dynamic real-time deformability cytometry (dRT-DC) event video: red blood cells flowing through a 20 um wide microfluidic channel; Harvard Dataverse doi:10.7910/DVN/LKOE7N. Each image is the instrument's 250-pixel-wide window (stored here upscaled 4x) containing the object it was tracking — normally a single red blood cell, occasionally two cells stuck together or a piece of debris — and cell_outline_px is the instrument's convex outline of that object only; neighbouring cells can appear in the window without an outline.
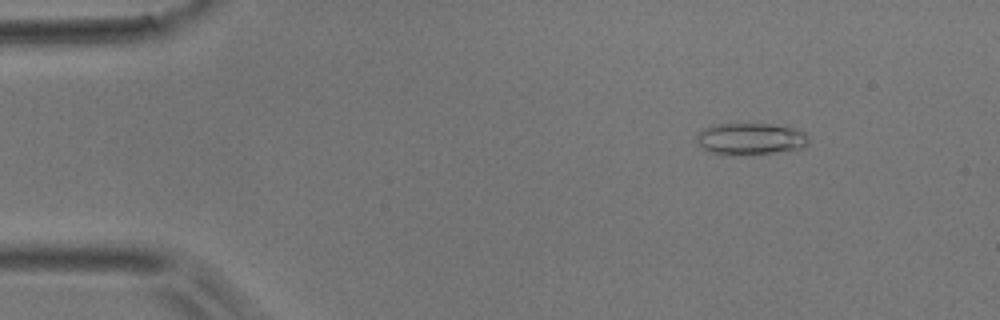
{"species": "common noctule bat (a hibernating species)", "species_latin": "Nyctalus noctula", "temperature_condition": "room temperature", "stored_images_in_passage": 52, "camera_frame_rate_fps": 3000, "um_per_image_px": 0.085, "animal": {"sex": "male", "body_mass_g": 17.9}, "frame": {"image": 1, "passage_image": 7, "time_ms": 2.0, "image_size_px": [1000, 320], "cell_outline_px": [[808, 144], [800, 148], [748, 156], [720, 156], [708, 152], [696, 140], [696, 136], [704, 128], [712, 124], [772, 124], [796, 128], [804, 132], [808, 136]], "centroid_in_image_um": [63.76, 11.83], "position_along_channel_um": 21.2, "area_um2": 21.21}}
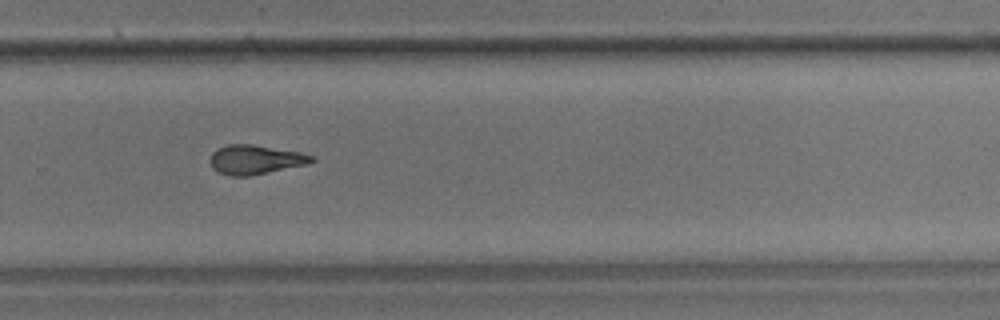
{"frame": {"image": 2, "passage_image": 35, "time_ms": 11.333, "image_size_px": [1000, 320], "cell_outline_px": [[316, 160], [308, 164], [248, 176], [228, 176], [216, 172], [212, 168], [212, 152], [216, 148], [228, 144], [252, 144], [300, 152], [316, 156]], "centroid_in_image_um": [21.72, 13.56], "position_along_channel_um": 308.1, "area_um2": 17.4}}
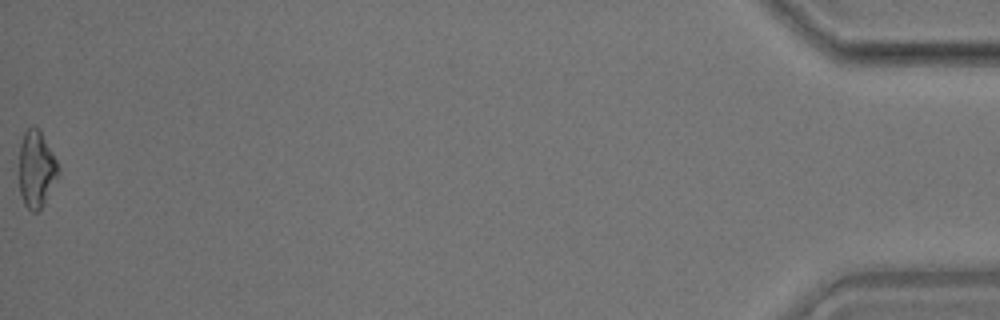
{"frame": {"image": 3, "passage_image": 52, "time_ms": 17.0, "image_size_px": [1000, 320], "cell_outline_px": [[60, 172], [44, 204], [36, 212], [32, 212], [24, 204], [20, 192], [20, 144], [24, 132], [32, 124], [40, 132], [52, 152], [56, 160]], "centroid_in_image_um": [3.09, 14.39], "position_along_channel_um": 432.1, "area_um2": 17.22}, "authors_computed_cell_mechanics": {"area_um2": 17.629, "velocity_mm_per_s": 3.922, "shape_relaxation_time_tau1_ms": 9.3865, "shape_relaxation_time_tau2_ms": 3.9001, "deformation_change_tau1": 0.2173, "deformation_change_tau2": 0.1373}}